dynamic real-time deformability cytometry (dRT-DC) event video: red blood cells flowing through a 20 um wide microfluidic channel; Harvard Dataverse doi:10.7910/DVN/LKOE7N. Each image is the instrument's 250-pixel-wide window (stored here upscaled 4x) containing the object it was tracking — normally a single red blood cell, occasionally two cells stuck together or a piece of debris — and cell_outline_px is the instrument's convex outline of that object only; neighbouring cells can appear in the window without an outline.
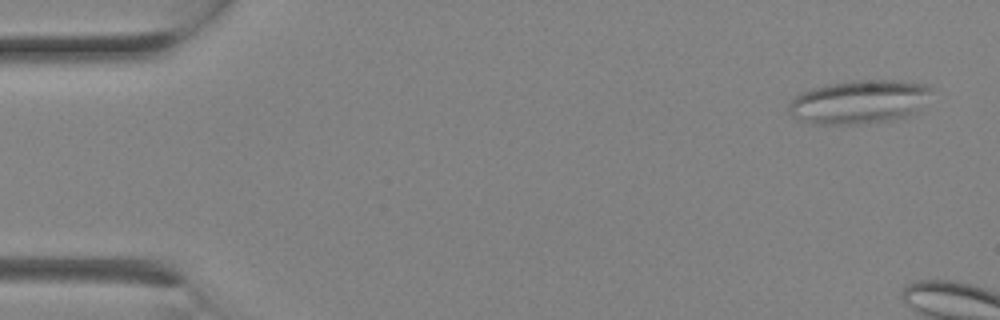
{"species": "Egyptian fruit bat (a non-hibernating species)", "species_latin": "Rousettus aegyptiacus", "temperature_condition": "room temperature", "stored_images_in_passage": 3, "camera_frame_rate_fps": 3000, "um_per_image_px": 0.085, "animal": {"sex": "female"}, "frame": {"image": 1, "passage_image": 1, "time_ms": 0.0, "image_size_px": [1000, 320], "cell_outline_px": [[936, 88], [920, 108], [916, 112], [908, 116], [892, 120], [864, 124], [812, 124], [800, 120], [792, 116], [788, 112], [788, 104], [796, 96], [812, 88], [824, 84], [852, 80], [900, 80], [928, 84]], "centroid_in_image_um": [73.08, 8.65], "position_along_channel_um": 11.9, "area_um2": 36.93}}